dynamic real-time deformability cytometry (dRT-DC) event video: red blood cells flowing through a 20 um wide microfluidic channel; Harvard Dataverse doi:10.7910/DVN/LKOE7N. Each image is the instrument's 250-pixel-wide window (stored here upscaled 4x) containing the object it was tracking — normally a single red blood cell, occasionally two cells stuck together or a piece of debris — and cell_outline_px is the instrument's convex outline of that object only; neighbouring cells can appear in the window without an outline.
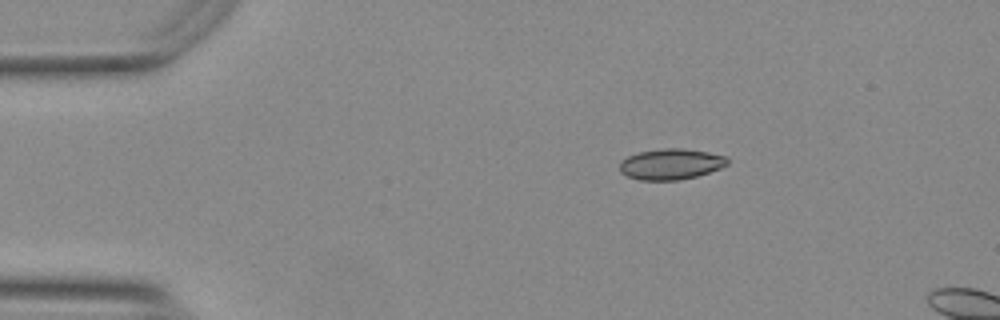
{"species": "Egyptian fruit bat (a non-hibernating species)", "species_latin": "Rousettus aegyptiacus", "temperature_condition": "warm", "stored_images_in_passage": 6, "camera_frame_rate_fps": 3000, "um_per_image_px": 0.085, "animal": {"sex": "female"}, "frame": {"image": 1, "passage_image": 1, "time_ms": 0.0, "image_size_px": [1000, 320], "cell_outline_px": [[728, 164], [720, 168], [696, 176], [680, 180], [640, 180], [628, 176], [620, 172], [620, 160], [628, 156], [640, 152], [664, 148], [684, 148], [708, 152], [728, 156]], "centroid_in_image_um": [57.03, 13.94], "position_along_channel_um": 28.0, "area_um2": 19.36}}